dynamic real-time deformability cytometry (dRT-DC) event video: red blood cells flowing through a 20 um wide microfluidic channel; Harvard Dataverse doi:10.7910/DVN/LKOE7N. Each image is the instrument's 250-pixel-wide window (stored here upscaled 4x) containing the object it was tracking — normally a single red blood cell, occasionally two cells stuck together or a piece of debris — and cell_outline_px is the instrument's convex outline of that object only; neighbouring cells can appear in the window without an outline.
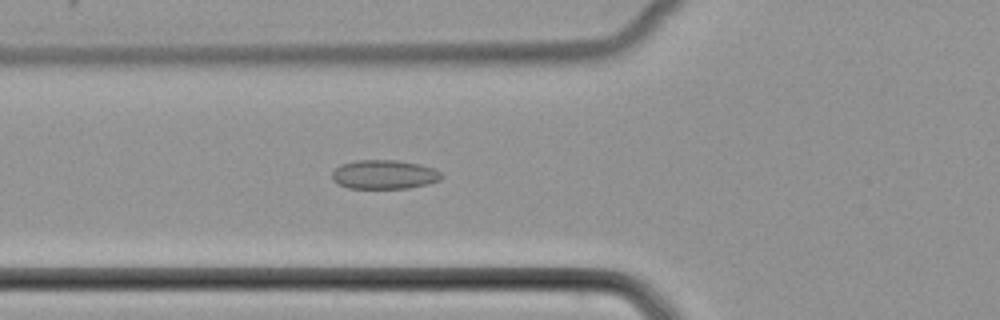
{"species": "common noctule bat (a hibernating species)", "species_latin": "Nyctalus noctula", "temperature_condition": "cold", "stored_images_in_passage": 49, "camera_frame_rate_fps": 3000, "um_per_image_px": 0.085, "animal": {"sex": "female", "body_mass_g": 22.7, "forearm_length_mm": 54.2}, "frame": {"image": 1, "passage_image": 17, "time_ms": 5.333, "image_size_px": [1000, 320], "cell_outline_px": [[444, 176], [440, 180], [428, 184], [408, 188], [348, 188], [336, 184], [332, 180], [332, 172], [340, 164], [356, 160], [396, 160], [420, 164], [432, 168], [440, 172]], "centroid_in_image_um": [32.63, 14.83], "position_along_channel_um": 93.2, "area_um2": 18.67}}
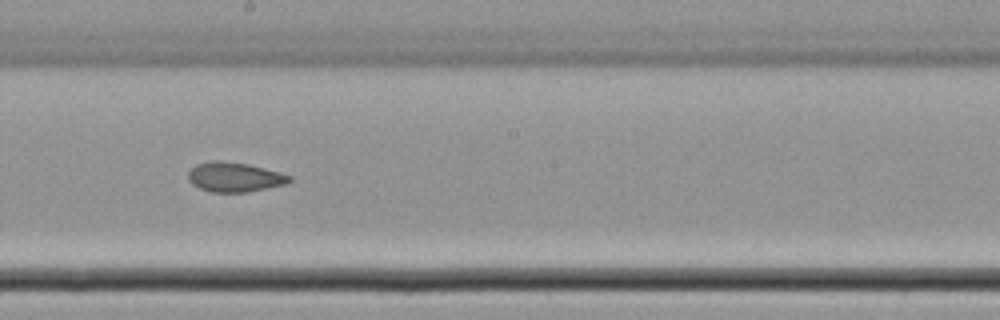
{"frame": {"image": 2, "passage_image": 27, "time_ms": 8.667, "image_size_px": [1000, 320], "cell_outline_px": [[292, 180], [288, 184], [248, 192], [212, 192], [200, 188], [192, 184], [188, 180], [188, 172], [196, 164], [212, 160], [220, 160], [248, 164], [280, 172], [292, 176]], "centroid_in_image_um": [19.96, 15.05], "position_along_channel_um": 228.2, "area_um2": 17.63}}
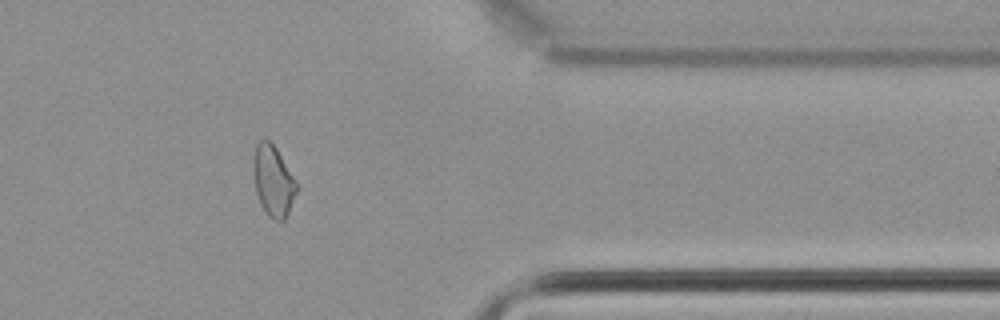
{"frame": {"image": 3, "passage_image": 40, "time_ms": 13.0, "image_size_px": [1000, 320], "cell_outline_px": [[300, 188], [284, 220], [272, 220], [268, 216], [260, 204], [256, 192], [252, 164], [252, 160], [256, 144], [260, 140], [268, 140], [276, 148], [300, 184]], "centroid_in_image_um": [23.25, 15.38], "position_along_channel_um": 388.2, "area_um2": 18.26}}